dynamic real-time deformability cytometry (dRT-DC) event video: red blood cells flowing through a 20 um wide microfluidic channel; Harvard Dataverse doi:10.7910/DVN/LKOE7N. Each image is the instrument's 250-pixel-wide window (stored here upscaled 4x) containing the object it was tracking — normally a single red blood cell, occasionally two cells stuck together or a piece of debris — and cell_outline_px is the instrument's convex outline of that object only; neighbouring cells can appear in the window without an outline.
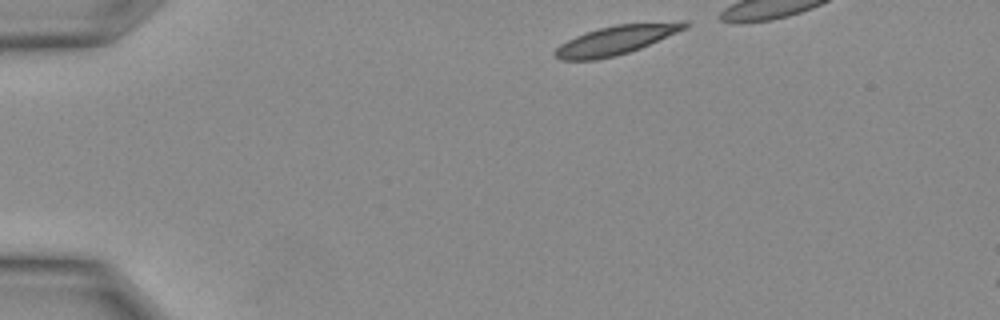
{"species": "Egyptian fruit bat (a non-hibernating species)", "species_latin": "Rousettus aegyptiacus", "temperature_condition": "warm", "stored_images_in_passage": 9, "camera_frame_rate_fps": 3000, "um_per_image_px": 0.085, "animal": {"sex": "female"}, "frame": {"image": 1, "passage_image": 1, "time_ms": 0.0, "image_size_px": [1000, 320], "cell_outline_px": [[688, 28], [640, 48], [616, 56], [596, 60], [560, 60], [552, 52], [560, 44], [576, 36], [600, 28], [616, 24], [684, 20], [688, 24]], "centroid_in_image_um": [52.4, 3.39], "position_along_channel_um": 32.6, "area_um2": 22.02}}
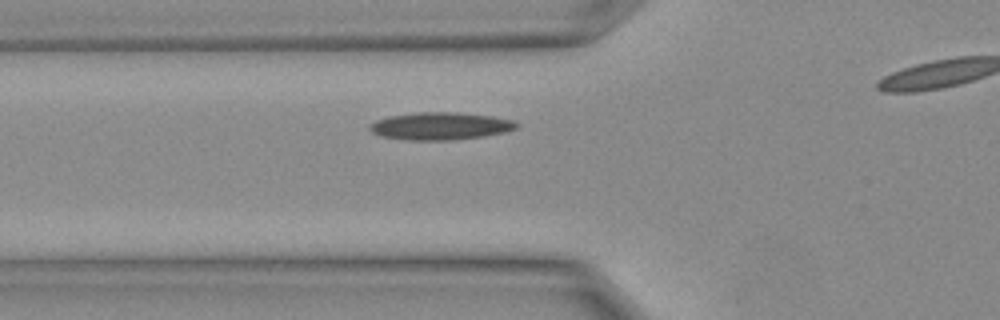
{"frame": {"image": 2, "passage_image": 6, "time_ms": 1.667, "image_size_px": [1000, 320], "cell_outline_px": [[520, 124], [516, 128], [504, 132], [484, 136], [452, 140], [412, 140], [380, 136], [372, 132], [368, 128], [376, 120], [392, 116], [416, 112], [456, 112], [492, 116], [512, 120]], "centroid_in_image_um": [37.45, 10.71], "position_along_channel_um": 88.3, "area_um2": 23.35}}
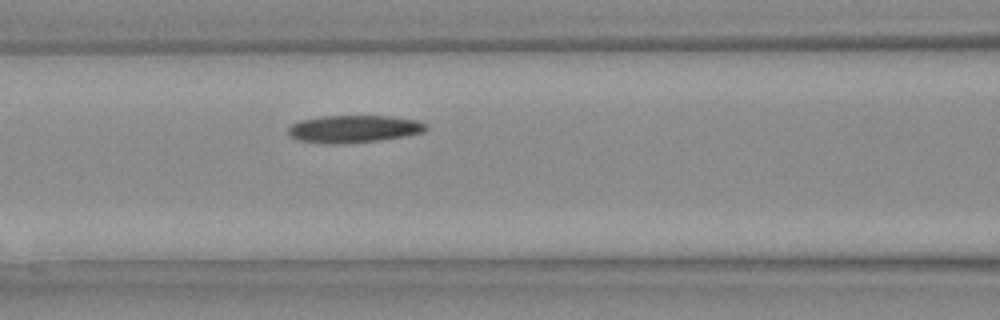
{"frame": {"image": 3, "passage_image": 8, "time_ms": 2.333, "image_size_px": [1000, 320], "cell_outline_px": [[428, 128], [424, 132], [404, 136], [380, 140], [348, 144], [332, 144], [296, 140], [288, 136], [288, 128], [292, 124], [300, 120], [320, 116], [392, 116], [416, 120], [428, 124]], "centroid_in_image_um": [30.06, 10.96], "position_along_channel_um": 136.5, "area_um2": 22.31}}